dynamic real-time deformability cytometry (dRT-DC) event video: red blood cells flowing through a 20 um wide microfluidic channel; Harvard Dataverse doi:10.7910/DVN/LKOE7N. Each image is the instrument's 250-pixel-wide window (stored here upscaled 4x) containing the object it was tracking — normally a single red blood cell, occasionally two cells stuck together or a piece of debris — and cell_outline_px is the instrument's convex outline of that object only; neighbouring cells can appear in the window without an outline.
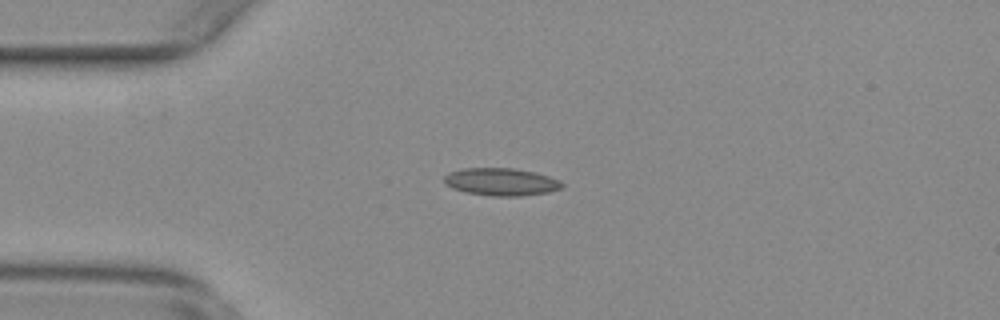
{"species": "common noctule bat (a hibernating species)", "species_latin": "Nyctalus noctula", "temperature_condition": "warm", "stored_images_in_passage": 54, "camera_frame_rate_fps": 3000, "um_per_image_px": 0.085, "animal": {"sex": "female", "body_mass_g": 29.2, "forearm_length_mm": 56.3}, "frame": {"image": 1, "passage_image": 13, "time_ms": 4.0, "image_size_px": [1000, 320], "cell_outline_px": [[564, 188], [548, 192], [520, 196], [492, 196], [464, 192], [452, 188], [444, 184], [444, 176], [448, 172], [464, 168], [512, 168], [536, 172], [560, 180], [564, 184]], "centroid_in_image_um": [42.59, 15.46], "position_along_channel_um": 42.4, "area_um2": 19.13}}
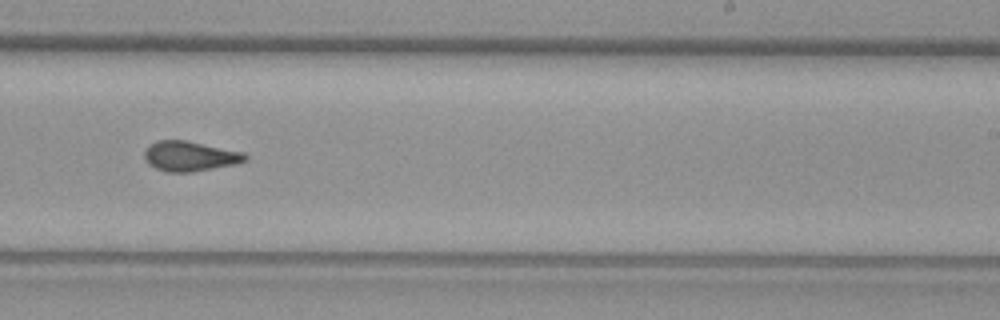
{"frame": {"image": 2, "passage_image": 33, "time_ms": 10.667, "image_size_px": [1000, 320], "cell_outline_px": [[248, 160], [236, 164], [192, 172], [168, 172], [156, 168], [148, 164], [144, 156], [144, 152], [156, 140], [184, 140], [244, 152], [248, 156]], "centroid_in_image_um": [16.17, 13.28], "position_along_channel_um": 272.8, "area_um2": 17.51}}
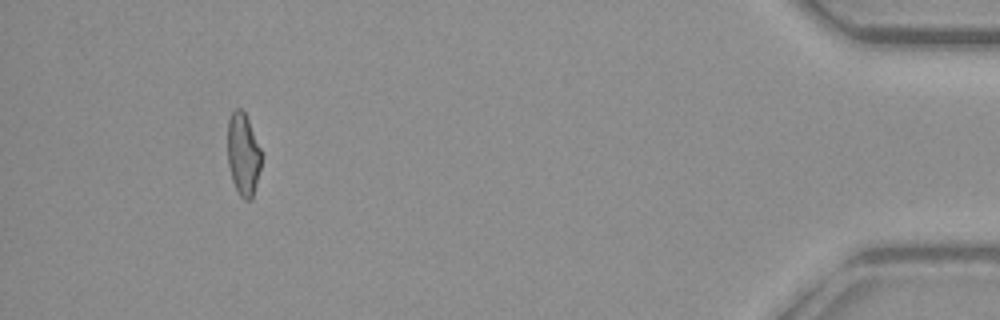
{"frame": {"image": 3, "passage_image": 50, "time_ms": 16.333, "image_size_px": [1000, 320], "cell_outline_px": [[260, 168], [252, 200], [244, 200], [240, 196], [232, 180], [228, 164], [228, 120], [232, 112], [236, 108], [240, 108], [244, 112], [248, 120], [260, 148]], "centroid_in_image_um": [20.65, 13.13], "position_along_channel_um": 414.5, "area_um2": 15.95}, "authors_computed_cell_mechanics": {"area_um2": 17.3978, "velocity_mm_per_s": 3.7764, "shape_relaxation_time_tau1_ms": null, "shape_relaxation_time_tau2_ms": 2.2079, "deformation_change_tau1": null, "deformation_change_tau2": 0.1031}}